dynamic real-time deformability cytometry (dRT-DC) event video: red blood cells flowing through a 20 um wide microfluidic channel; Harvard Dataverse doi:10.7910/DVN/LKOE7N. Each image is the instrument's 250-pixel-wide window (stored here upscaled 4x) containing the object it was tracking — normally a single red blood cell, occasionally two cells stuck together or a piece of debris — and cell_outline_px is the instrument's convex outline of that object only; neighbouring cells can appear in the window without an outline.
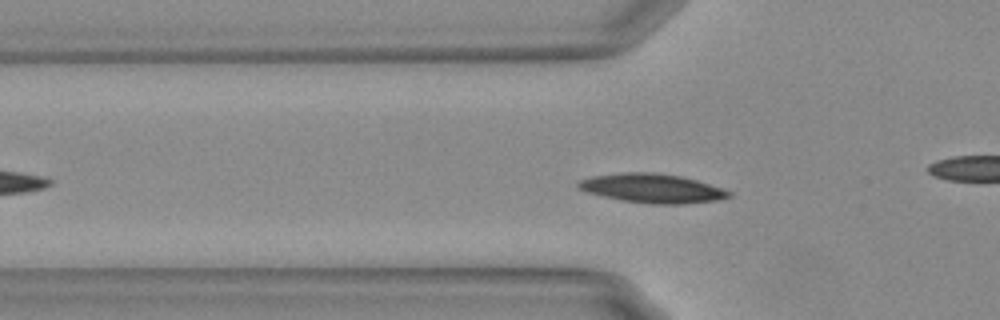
{"species": "Egyptian fruit bat (a non-hibernating species)", "species_latin": "Rousettus aegyptiacus", "temperature_condition": "warm", "stored_images_in_passage": 38, "camera_frame_rate_fps": 3000, "um_per_image_px": 0.085, "animal": {"sex": "female"}, "frame": {"image": 1, "passage_image": 7, "time_ms": 2.0, "image_size_px": [1000, 320], "cell_outline_px": [[732, 196], [716, 200], [684, 204], [652, 204], [620, 200], [588, 192], [576, 188], [576, 184], [580, 180], [592, 176], [624, 172], [652, 172], [680, 176], [696, 180], [732, 192]], "centroid_in_image_um": [55.41, 16.01], "position_along_channel_um": 70.4, "area_um2": 25.37}}
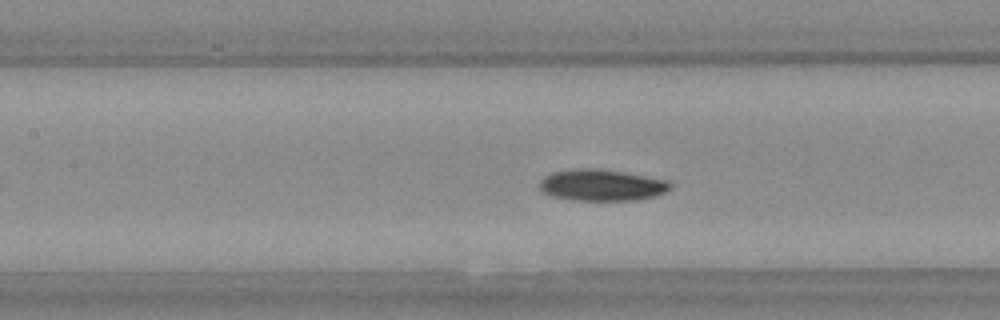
{"frame": {"image": 2, "passage_image": 14, "time_ms": 4.333, "image_size_px": [1000, 320], "cell_outline_px": [[672, 188], [664, 192], [652, 196], [636, 200], [576, 200], [552, 196], [544, 192], [540, 188], [540, 180], [544, 176], [552, 172], [580, 168], [596, 168], [668, 180], [672, 184]], "centroid_in_image_um": [51.13, 15.73], "position_along_channel_um": 156.3, "area_um2": 23.64}}
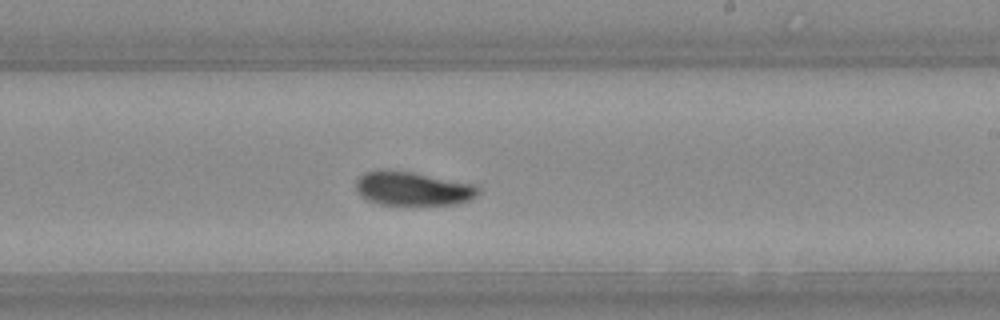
{"frame": {"image": 3, "passage_image": 22, "time_ms": 7.0, "image_size_px": [1000, 320], "cell_outline_px": [[480, 192], [476, 196], [468, 200], [456, 204], [380, 204], [368, 200], [360, 196], [356, 192], [356, 180], [364, 172], [388, 168], [412, 172], [472, 184], [480, 188]], "centroid_in_image_um": [35.03, 16.01], "position_along_channel_um": 254.0, "area_um2": 24.1}, "authors_computed_cell_mechanics": {"area_um2": 23.9003, "velocity_mm_per_s": 3.6822, "shape_relaxation_time_tau1_ms": 4.9496, "shape_relaxation_time_tau2_ms": 5.556, "deformation_change_tau1": 0.1348, "deformation_change_tau2": 0.0903}}